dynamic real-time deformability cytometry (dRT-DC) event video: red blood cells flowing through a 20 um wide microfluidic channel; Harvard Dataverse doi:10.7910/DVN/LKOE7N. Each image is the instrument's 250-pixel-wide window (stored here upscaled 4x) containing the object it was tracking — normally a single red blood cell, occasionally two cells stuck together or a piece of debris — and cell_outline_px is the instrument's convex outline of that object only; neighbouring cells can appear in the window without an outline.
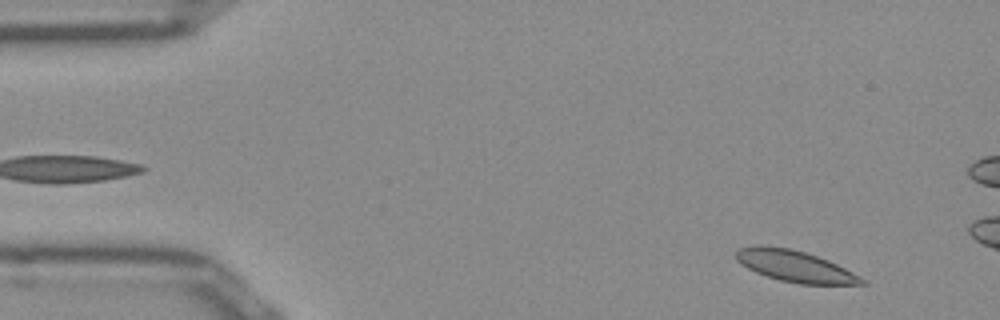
{"species": "Egyptian fruit bat (a non-hibernating species)", "species_latin": "Rousettus aegyptiacus", "temperature_condition": "room temperature", "stored_images_in_passage": 52, "camera_frame_rate_fps": 3000, "um_per_image_px": 0.085, "frame": {"image": 1, "passage_image": 4, "time_ms": 1.0, "image_size_px": [1000, 320], "cell_outline_px": [[868, 284], [800, 284], [780, 280], [756, 272], [740, 264], [736, 260], [736, 252], [740, 248], [760, 244], [788, 248], [804, 252], [828, 260], [868, 280]], "centroid_in_image_um": [67.57, 22.62], "position_along_channel_um": 17.4, "area_um2": 22.83}}
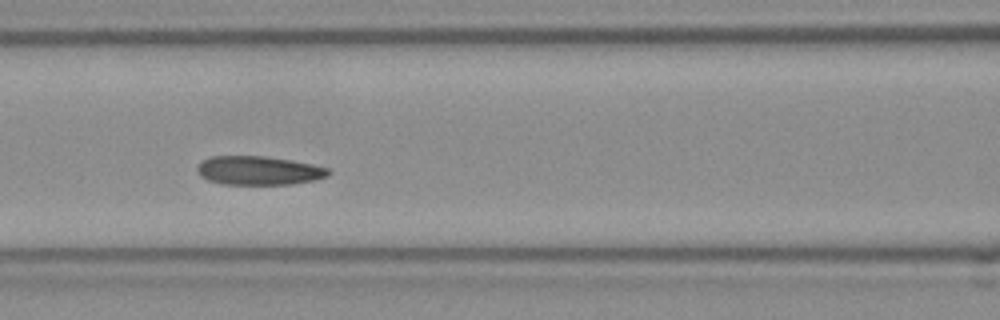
{"frame": {"image": 2, "passage_image": 21, "time_ms": 6.667, "image_size_px": [1000, 320], "cell_outline_px": [[332, 172], [328, 176], [316, 180], [292, 184], [220, 184], [208, 180], [200, 176], [196, 172], [196, 168], [204, 160], [212, 156], [264, 156], [292, 160], [312, 164], [328, 168]], "centroid_in_image_um": [22.01, 14.5], "position_along_channel_um": 144.6, "area_um2": 22.14}}
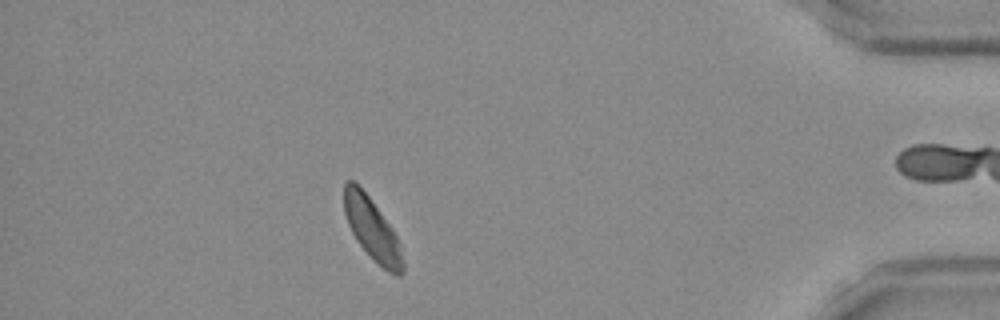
{"frame": {"image": 3, "passage_image": 45, "time_ms": 14.667, "image_size_px": [1000, 320], "cell_outline_px": [[404, 272], [400, 276], [396, 276], [388, 272], [356, 240], [348, 224], [344, 212], [344, 184], [348, 180], [356, 180], [392, 228], [400, 244], [404, 264]], "centroid_in_image_um": [31.63, 19.46], "position_along_channel_um": 403.6, "area_um2": 20.92}, "authors_computed_cell_mechanics": {"area_um2": 22.542, "velocity_mm_per_s": 3.8721, "shape_relaxation_time_tau1_ms": 4.1735, "shape_relaxation_time_tau2_ms": 1.8443, "deformation_change_tau1": 0.0885, "deformation_change_tau2": 0.0544}}